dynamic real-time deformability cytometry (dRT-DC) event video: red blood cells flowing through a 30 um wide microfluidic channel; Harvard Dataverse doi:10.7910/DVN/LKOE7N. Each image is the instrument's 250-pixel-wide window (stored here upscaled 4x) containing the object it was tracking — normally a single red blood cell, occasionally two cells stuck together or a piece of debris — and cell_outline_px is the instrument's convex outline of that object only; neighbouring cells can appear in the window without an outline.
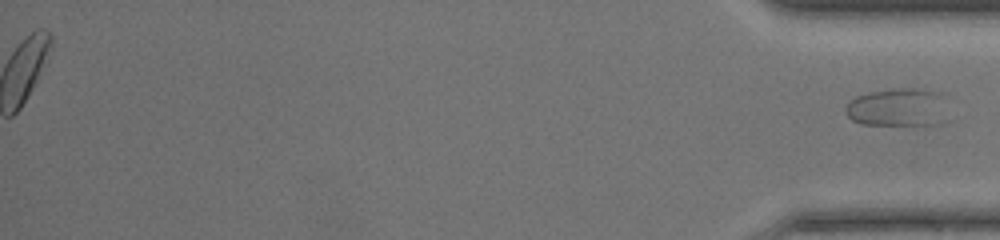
{"species": "common noctule bat (a hibernating species)", "species_latin": "Nyctalus noctula", "temperature_condition": "warm", "stored_images_in_passage": 39, "segment_of_instrument_passage": [2, 2], "camera_frame_rate_fps": 3000, "um_per_image_px": 0.085, "animal": {"sex": "female", "body_mass_g": 17.0, "forearm_length_mm": 48.0}, "frame": {"image": 1, "passage_image": 39, "time_ms": 12.667, "image_size_px": [1000, 240], "cell_outline_px": [[952, 120], [944, 124], [860, 124], [852, 120], [844, 112], [844, 108], [856, 96], [868, 92], [892, 88], [920, 88], [944, 92], [948, 96]], "centroid_in_image_um": [76.53, 9.11], "position_along_channel_um": 358.7, "area_um2": 24.22}}